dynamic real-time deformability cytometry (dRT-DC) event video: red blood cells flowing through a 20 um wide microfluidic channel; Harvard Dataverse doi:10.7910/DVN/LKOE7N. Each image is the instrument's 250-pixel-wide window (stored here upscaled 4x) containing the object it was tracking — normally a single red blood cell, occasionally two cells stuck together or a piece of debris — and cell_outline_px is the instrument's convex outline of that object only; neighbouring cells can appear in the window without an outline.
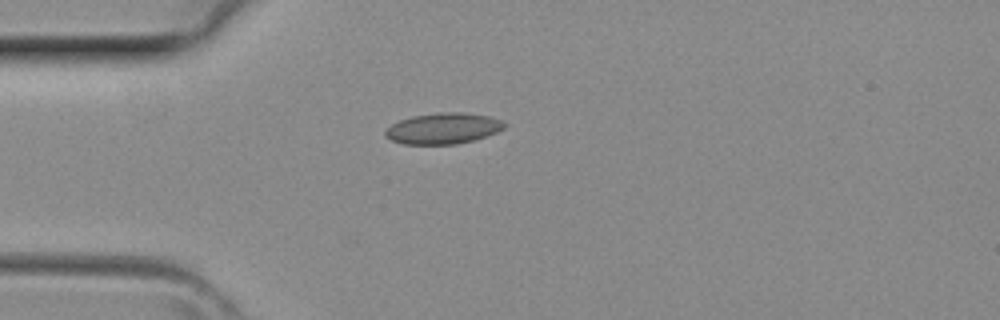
{"species": "common noctule bat (a hibernating species)", "species_latin": "Nyctalus noctula", "temperature_condition": "room temperature", "stored_images_in_passage": 2, "camera_frame_rate_fps": 3000, "um_per_image_px": 0.085, "animal": {"sex": "female", "body_mass_g": 29.2, "forearm_length_mm": 56.3}, "frame": {"image": 1, "passage_image": 2, "time_ms": 0.333, "image_size_px": [1000, 320], "cell_outline_px": [[504, 128], [496, 132], [472, 140], [456, 144], [404, 144], [392, 140], [384, 136], [384, 132], [392, 124], [400, 120], [412, 116], [436, 112], [464, 112], [488, 116], [500, 120], [504, 124]], "centroid_in_image_um": [37.63, 10.91], "position_along_channel_um": 47.4, "area_um2": 21.27}}